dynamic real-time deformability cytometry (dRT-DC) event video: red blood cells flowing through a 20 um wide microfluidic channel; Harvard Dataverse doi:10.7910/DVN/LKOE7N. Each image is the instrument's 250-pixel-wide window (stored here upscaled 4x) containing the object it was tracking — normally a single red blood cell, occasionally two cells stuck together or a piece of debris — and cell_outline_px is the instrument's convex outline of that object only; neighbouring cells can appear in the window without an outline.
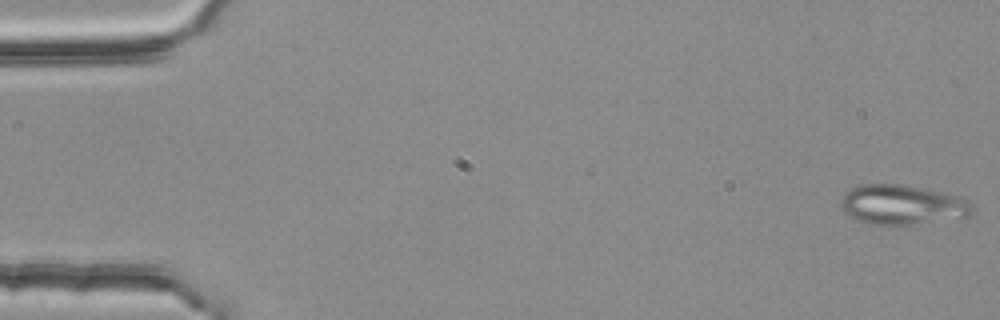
{"species": "common noctule bat (a hibernating species)", "species_latin": "Nyctalus noctula", "temperature_condition": "room temperature", "stored_images_in_passage": 54, "segment_of_instrument_passage": [1, 2], "camera_frame_rate_fps": 3000, "um_per_image_px": 0.085, "animal": {"sex": "female", "body_mass_g": 25.1}, "frame": {"image": 1, "passage_image": 1, "time_ms": 0.0, "image_size_px": [1000, 320], "cell_outline_px": [[976, 208], [968, 216], [908, 224], [868, 224], [844, 212], [840, 204], [840, 200], [844, 192], [848, 188], [860, 184], [900, 184], [956, 196], [968, 200]], "centroid_in_image_um": [76.63, 17.38], "position_along_channel_um": 8.4, "area_um2": 29.88}}
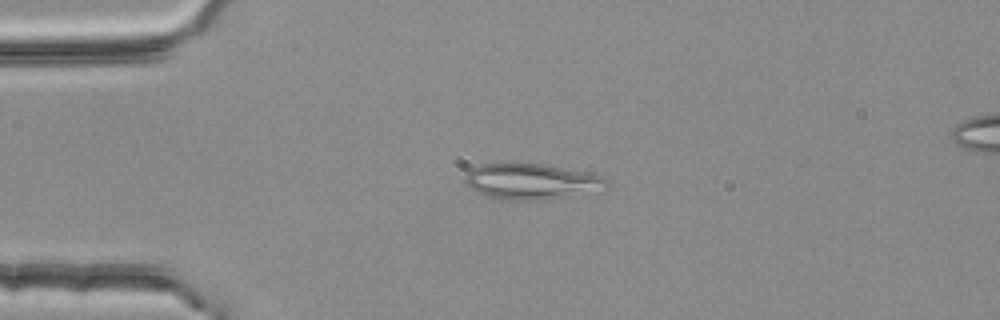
{"frame": {"image": 2, "passage_image": 13, "time_ms": 4.0, "image_size_px": [1000, 320], "cell_outline_px": [[608, 188], [544, 200], [512, 200], [488, 196], [464, 184], [464, 180], [468, 172], [472, 168], [484, 164], [540, 164], [584, 172], [604, 176], [608, 184]], "centroid_in_image_um": [45.17, 15.43], "position_along_channel_um": 39.8, "area_um2": 28.73}}